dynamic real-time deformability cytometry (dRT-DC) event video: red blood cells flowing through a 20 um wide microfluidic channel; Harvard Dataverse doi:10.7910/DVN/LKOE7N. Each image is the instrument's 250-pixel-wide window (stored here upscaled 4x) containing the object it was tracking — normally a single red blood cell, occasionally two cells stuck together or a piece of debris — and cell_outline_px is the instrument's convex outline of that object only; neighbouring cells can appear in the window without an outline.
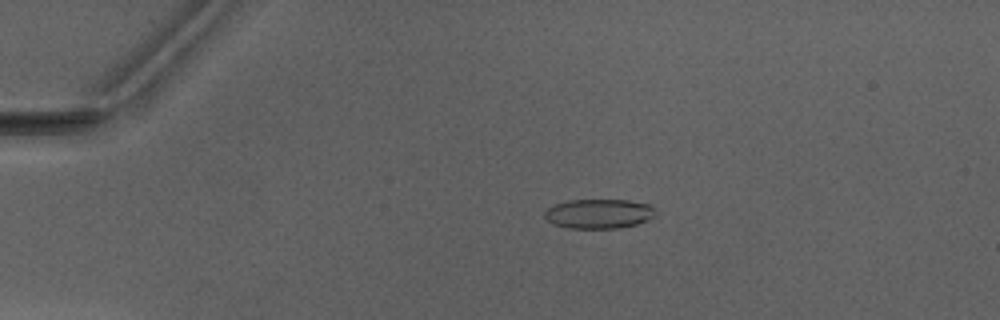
{"species": "Egyptian fruit bat (a non-hibernating species)", "species_latin": "Rousettus aegyptiacus", "temperature_condition": "warm", "stored_images_in_passage": 3, "camera_frame_rate_fps": 3000, "um_per_image_px": 0.085, "animal": {"sex": "male"}, "frame": {"image": 1, "passage_image": 1, "time_ms": 0.0, "image_size_px": [1000, 320], "cell_outline_px": [[656, 212], [648, 220], [636, 224], [620, 228], [568, 228], [552, 224], [544, 216], [544, 212], [548, 208], [556, 204], [568, 200], [628, 200], [648, 204]], "centroid_in_image_um": [50.87, 18.17], "position_along_channel_um": 34.1, "area_um2": 18.96}}
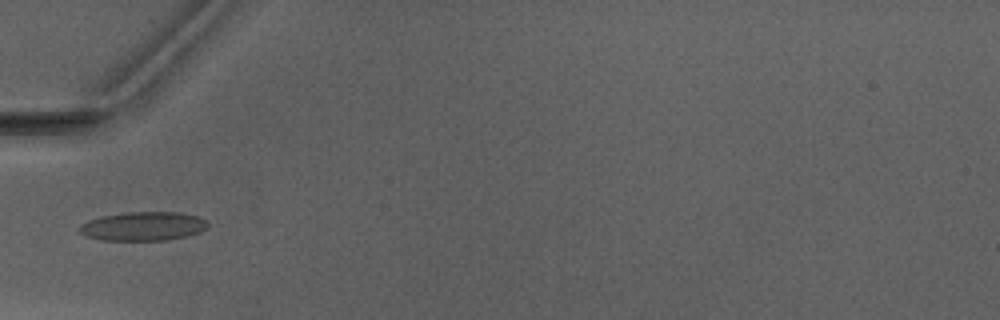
{"frame": {"image": 2, "passage_image": 3, "time_ms": 2.333, "image_size_px": [1000, 320], "cell_outline_px": [[208, 224], [200, 232], [188, 236], [168, 240], [100, 240], [88, 236], [80, 232], [76, 228], [88, 220], [104, 216], [124, 212], [180, 212], [196, 216], [204, 220]], "centroid_in_image_um": [12.15, 19.23], "position_along_channel_um": 72.9, "area_um2": 21.5}}